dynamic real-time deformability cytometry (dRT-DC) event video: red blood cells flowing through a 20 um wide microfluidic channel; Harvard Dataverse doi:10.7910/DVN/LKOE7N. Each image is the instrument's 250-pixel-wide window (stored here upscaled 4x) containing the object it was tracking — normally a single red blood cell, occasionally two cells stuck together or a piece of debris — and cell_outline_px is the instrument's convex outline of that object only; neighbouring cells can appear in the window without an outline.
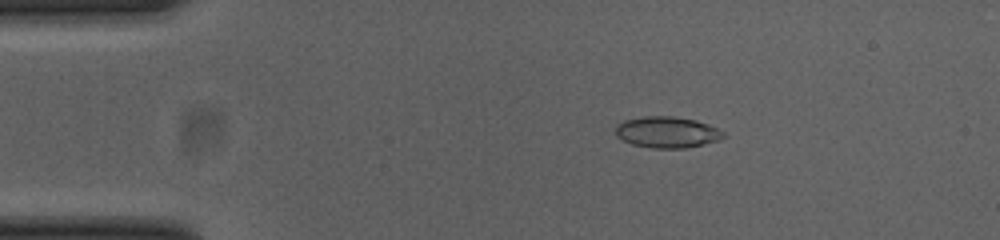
{"species": "common noctule bat (a hibernating species)", "species_latin": "Nyctalus noctula", "temperature_condition": "cold", "stored_images_in_passage": 53, "camera_frame_rate_fps": 3000, "um_per_image_px": 0.085, "animal": {"sex": "female", "body_mass_g": 23.0, "forearm_length_mm": 53.4}, "frame": {"image": 1, "passage_image": 10, "time_ms": 3.0, "image_size_px": [1000, 240], "cell_outline_px": [[728, 136], [720, 140], [704, 144], [684, 148], [652, 148], [632, 144], [616, 136], [616, 124], [624, 120], [644, 116], [672, 116], [696, 120], [708, 124], [724, 132]], "centroid_in_image_um": [56.72, 11.23], "position_along_channel_um": 28.3, "area_um2": 19.71}}
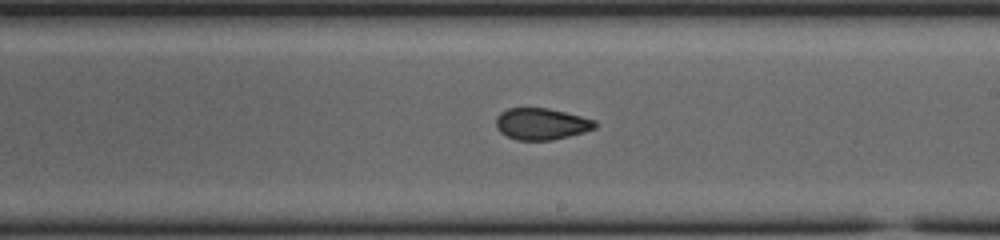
{"frame": {"image": 2, "passage_image": 31, "time_ms": 10.0, "image_size_px": [1000, 240], "cell_outline_px": [[600, 124], [596, 128], [584, 132], [552, 140], [516, 140], [500, 132], [496, 128], [496, 116], [500, 112], [508, 108], [548, 108], [596, 120]], "centroid_in_image_um": [46.03, 10.53], "position_along_channel_um": 243.0, "area_um2": 18.32}}
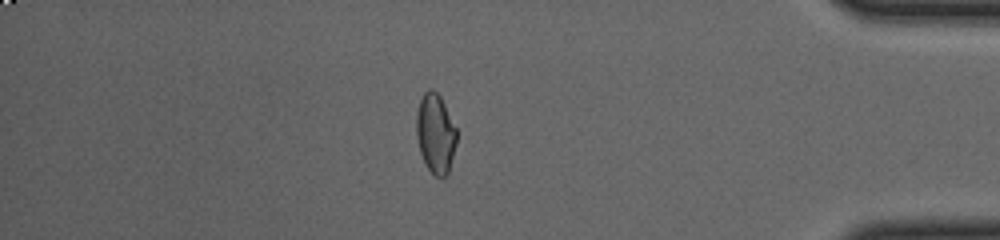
{"frame": {"image": 3, "passage_image": 46, "time_ms": 15.0, "image_size_px": [1000, 240], "cell_outline_px": [[456, 144], [448, 172], [444, 176], [436, 176], [428, 168], [420, 152], [416, 132], [416, 112], [420, 100], [424, 92], [428, 88], [432, 88], [440, 96], [456, 128]], "centroid_in_image_um": [37.0, 11.3], "position_along_channel_um": 398.2, "area_um2": 18.38}, "authors_computed_cell_mechanics": {"area_um2": 18.9584, "velocity_mm_per_s": 3.8655, "shape_relaxation_time_tau1_ms": null, "shape_relaxation_time_tau2_ms": 1.9309, "deformation_change_tau1": null, "deformation_change_tau2": 0.0701}}